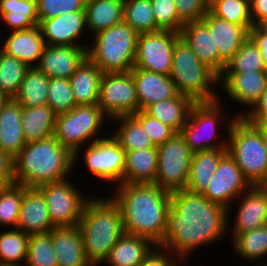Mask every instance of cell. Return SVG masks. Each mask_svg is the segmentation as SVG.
Returning <instances> with one entry per match:
<instances>
[{
	"instance_id": "cb8c5ba5",
	"label": "cell",
	"mask_w": 267,
	"mask_h": 266,
	"mask_svg": "<svg viewBox=\"0 0 267 266\" xmlns=\"http://www.w3.org/2000/svg\"><path fill=\"white\" fill-rule=\"evenodd\" d=\"M202 21L210 29L219 56L227 63L249 37V32L237 25L214 16L208 11Z\"/></svg>"
},
{
	"instance_id": "52a82bcc",
	"label": "cell",
	"mask_w": 267,
	"mask_h": 266,
	"mask_svg": "<svg viewBox=\"0 0 267 266\" xmlns=\"http://www.w3.org/2000/svg\"><path fill=\"white\" fill-rule=\"evenodd\" d=\"M138 33L124 21L92 38L87 57L103 73H126L134 67Z\"/></svg>"
},
{
	"instance_id": "91938a15",
	"label": "cell",
	"mask_w": 267,
	"mask_h": 266,
	"mask_svg": "<svg viewBox=\"0 0 267 266\" xmlns=\"http://www.w3.org/2000/svg\"><path fill=\"white\" fill-rule=\"evenodd\" d=\"M264 139H265L266 146H267V128H264Z\"/></svg>"
},
{
	"instance_id": "ee69618b",
	"label": "cell",
	"mask_w": 267,
	"mask_h": 266,
	"mask_svg": "<svg viewBox=\"0 0 267 266\" xmlns=\"http://www.w3.org/2000/svg\"><path fill=\"white\" fill-rule=\"evenodd\" d=\"M23 197V185L0 186V226L16 228Z\"/></svg>"
},
{
	"instance_id": "5bb4252c",
	"label": "cell",
	"mask_w": 267,
	"mask_h": 266,
	"mask_svg": "<svg viewBox=\"0 0 267 266\" xmlns=\"http://www.w3.org/2000/svg\"><path fill=\"white\" fill-rule=\"evenodd\" d=\"M110 135L85 147L84 162L88 171L96 178L120 185L123 184L126 151L112 133Z\"/></svg>"
},
{
	"instance_id": "7bdbcfd3",
	"label": "cell",
	"mask_w": 267,
	"mask_h": 266,
	"mask_svg": "<svg viewBox=\"0 0 267 266\" xmlns=\"http://www.w3.org/2000/svg\"><path fill=\"white\" fill-rule=\"evenodd\" d=\"M24 266H58L52 246V230L45 234L30 235Z\"/></svg>"
},
{
	"instance_id": "6da1fadb",
	"label": "cell",
	"mask_w": 267,
	"mask_h": 266,
	"mask_svg": "<svg viewBox=\"0 0 267 266\" xmlns=\"http://www.w3.org/2000/svg\"><path fill=\"white\" fill-rule=\"evenodd\" d=\"M228 213L227 208L210 202L203 194L186 189L171 192L162 247L184 261L198 247L213 244L226 236V231L231 232Z\"/></svg>"
},
{
	"instance_id": "1f68e13d",
	"label": "cell",
	"mask_w": 267,
	"mask_h": 266,
	"mask_svg": "<svg viewBox=\"0 0 267 266\" xmlns=\"http://www.w3.org/2000/svg\"><path fill=\"white\" fill-rule=\"evenodd\" d=\"M57 114L46 104L38 107H22V130L26 143L46 139L54 134Z\"/></svg>"
},
{
	"instance_id": "6125c7cd",
	"label": "cell",
	"mask_w": 267,
	"mask_h": 266,
	"mask_svg": "<svg viewBox=\"0 0 267 266\" xmlns=\"http://www.w3.org/2000/svg\"><path fill=\"white\" fill-rule=\"evenodd\" d=\"M1 32V31H0ZM1 37V36H0ZM2 39V38H0ZM1 41V40H0ZM3 51V46L0 44V52Z\"/></svg>"
},
{
	"instance_id": "4316f807",
	"label": "cell",
	"mask_w": 267,
	"mask_h": 266,
	"mask_svg": "<svg viewBox=\"0 0 267 266\" xmlns=\"http://www.w3.org/2000/svg\"><path fill=\"white\" fill-rule=\"evenodd\" d=\"M103 72L88 57L69 78L76 106L96 105Z\"/></svg>"
},
{
	"instance_id": "277c9868",
	"label": "cell",
	"mask_w": 267,
	"mask_h": 266,
	"mask_svg": "<svg viewBox=\"0 0 267 266\" xmlns=\"http://www.w3.org/2000/svg\"><path fill=\"white\" fill-rule=\"evenodd\" d=\"M77 226L85 258L91 266L106 261L111 249L125 233L119 205L110 195L107 198L89 197Z\"/></svg>"
},
{
	"instance_id": "db71d44e",
	"label": "cell",
	"mask_w": 267,
	"mask_h": 266,
	"mask_svg": "<svg viewBox=\"0 0 267 266\" xmlns=\"http://www.w3.org/2000/svg\"><path fill=\"white\" fill-rule=\"evenodd\" d=\"M250 14L253 26L267 18V0H250Z\"/></svg>"
},
{
	"instance_id": "8992f818",
	"label": "cell",
	"mask_w": 267,
	"mask_h": 266,
	"mask_svg": "<svg viewBox=\"0 0 267 266\" xmlns=\"http://www.w3.org/2000/svg\"><path fill=\"white\" fill-rule=\"evenodd\" d=\"M170 78L178 94L194 102H209L220 97L214 90V86L219 85V77L198 59L181 37L173 47Z\"/></svg>"
},
{
	"instance_id": "ab89813d",
	"label": "cell",
	"mask_w": 267,
	"mask_h": 266,
	"mask_svg": "<svg viewBox=\"0 0 267 266\" xmlns=\"http://www.w3.org/2000/svg\"><path fill=\"white\" fill-rule=\"evenodd\" d=\"M30 67L14 56L0 52V91L13 99Z\"/></svg>"
},
{
	"instance_id": "4fadbf2b",
	"label": "cell",
	"mask_w": 267,
	"mask_h": 266,
	"mask_svg": "<svg viewBox=\"0 0 267 266\" xmlns=\"http://www.w3.org/2000/svg\"><path fill=\"white\" fill-rule=\"evenodd\" d=\"M179 38L180 33L169 30L138 34L133 68L170 76L173 47Z\"/></svg>"
},
{
	"instance_id": "7dc6e473",
	"label": "cell",
	"mask_w": 267,
	"mask_h": 266,
	"mask_svg": "<svg viewBox=\"0 0 267 266\" xmlns=\"http://www.w3.org/2000/svg\"><path fill=\"white\" fill-rule=\"evenodd\" d=\"M86 0H36L38 25L67 12L84 11Z\"/></svg>"
},
{
	"instance_id": "9a60e30c",
	"label": "cell",
	"mask_w": 267,
	"mask_h": 266,
	"mask_svg": "<svg viewBox=\"0 0 267 266\" xmlns=\"http://www.w3.org/2000/svg\"><path fill=\"white\" fill-rule=\"evenodd\" d=\"M251 186L239 166L227 153L219 162L203 196L210 202L227 208L230 215L233 213L230 209L234 205L232 201H237L238 197Z\"/></svg>"
},
{
	"instance_id": "b9f144b4",
	"label": "cell",
	"mask_w": 267,
	"mask_h": 266,
	"mask_svg": "<svg viewBox=\"0 0 267 266\" xmlns=\"http://www.w3.org/2000/svg\"><path fill=\"white\" fill-rule=\"evenodd\" d=\"M209 11L220 19L243 26L248 32L253 28L250 0H219Z\"/></svg>"
},
{
	"instance_id": "8fae6325",
	"label": "cell",
	"mask_w": 267,
	"mask_h": 266,
	"mask_svg": "<svg viewBox=\"0 0 267 266\" xmlns=\"http://www.w3.org/2000/svg\"><path fill=\"white\" fill-rule=\"evenodd\" d=\"M68 179L37 187L43 194L52 224L55 227L77 226L88 201L80 189Z\"/></svg>"
},
{
	"instance_id": "9c48e42d",
	"label": "cell",
	"mask_w": 267,
	"mask_h": 266,
	"mask_svg": "<svg viewBox=\"0 0 267 266\" xmlns=\"http://www.w3.org/2000/svg\"><path fill=\"white\" fill-rule=\"evenodd\" d=\"M106 117L98 104L76 106L69 112L57 115L53 136L74 154V167L84 143L101 139L98 134L102 133L100 131Z\"/></svg>"
},
{
	"instance_id": "94428289",
	"label": "cell",
	"mask_w": 267,
	"mask_h": 266,
	"mask_svg": "<svg viewBox=\"0 0 267 266\" xmlns=\"http://www.w3.org/2000/svg\"><path fill=\"white\" fill-rule=\"evenodd\" d=\"M261 186L267 192V180Z\"/></svg>"
},
{
	"instance_id": "be15d7a7",
	"label": "cell",
	"mask_w": 267,
	"mask_h": 266,
	"mask_svg": "<svg viewBox=\"0 0 267 266\" xmlns=\"http://www.w3.org/2000/svg\"><path fill=\"white\" fill-rule=\"evenodd\" d=\"M257 266H267V264L265 262L264 265H262V263H260L259 265L257 264Z\"/></svg>"
},
{
	"instance_id": "603a6c76",
	"label": "cell",
	"mask_w": 267,
	"mask_h": 266,
	"mask_svg": "<svg viewBox=\"0 0 267 266\" xmlns=\"http://www.w3.org/2000/svg\"><path fill=\"white\" fill-rule=\"evenodd\" d=\"M2 45L6 54L14 56L31 68L37 66L46 44L39 26L36 25L29 29L9 32Z\"/></svg>"
},
{
	"instance_id": "e0dca14e",
	"label": "cell",
	"mask_w": 267,
	"mask_h": 266,
	"mask_svg": "<svg viewBox=\"0 0 267 266\" xmlns=\"http://www.w3.org/2000/svg\"><path fill=\"white\" fill-rule=\"evenodd\" d=\"M38 26L47 45L88 47L77 42L87 31L85 11L67 12L43 20Z\"/></svg>"
},
{
	"instance_id": "d4e9b609",
	"label": "cell",
	"mask_w": 267,
	"mask_h": 266,
	"mask_svg": "<svg viewBox=\"0 0 267 266\" xmlns=\"http://www.w3.org/2000/svg\"><path fill=\"white\" fill-rule=\"evenodd\" d=\"M52 246L58 266H91L85 258L78 226L54 227Z\"/></svg>"
},
{
	"instance_id": "74e56055",
	"label": "cell",
	"mask_w": 267,
	"mask_h": 266,
	"mask_svg": "<svg viewBox=\"0 0 267 266\" xmlns=\"http://www.w3.org/2000/svg\"><path fill=\"white\" fill-rule=\"evenodd\" d=\"M235 254L242 260L261 262L267 256V223L233 238ZM261 260V261H260Z\"/></svg>"
},
{
	"instance_id": "30bf717a",
	"label": "cell",
	"mask_w": 267,
	"mask_h": 266,
	"mask_svg": "<svg viewBox=\"0 0 267 266\" xmlns=\"http://www.w3.org/2000/svg\"><path fill=\"white\" fill-rule=\"evenodd\" d=\"M157 153L158 168L154 184L169 192L185 189L193 152L184 137L175 133L165 143L157 146Z\"/></svg>"
},
{
	"instance_id": "f6af8a7d",
	"label": "cell",
	"mask_w": 267,
	"mask_h": 266,
	"mask_svg": "<svg viewBox=\"0 0 267 266\" xmlns=\"http://www.w3.org/2000/svg\"><path fill=\"white\" fill-rule=\"evenodd\" d=\"M47 104L57 114L71 111L76 102L70 81L62 78H49Z\"/></svg>"
},
{
	"instance_id": "9f6ffc18",
	"label": "cell",
	"mask_w": 267,
	"mask_h": 266,
	"mask_svg": "<svg viewBox=\"0 0 267 266\" xmlns=\"http://www.w3.org/2000/svg\"><path fill=\"white\" fill-rule=\"evenodd\" d=\"M256 27L264 34L267 35V18L259 22Z\"/></svg>"
},
{
	"instance_id": "e575fe53",
	"label": "cell",
	"mask_w": 267,
	"mask_h": 266,
	"mask_svg": "<svg viewBox=\"0 0 267 266\" xmlns=\"http://www.w3.org/2000/svg\"><path fill=\"white\" fill-rule=\"evenodd\" d=\"M48 89L49 77L36 67H31L13 99L22 107L43 106L47 104Z\"/></svg>"
},
{
	"instance_id": "83f0119b",
	"label": "cell",
	"mask_w": 267,
	"mask_h": 266,
	"mask_svg": "<svg viewBox=\"0 0 267 266\" xmlns=\"http://www.w3.org/2000/svg\"><path fill=\"white\" fill-rule=\"evenodd\" d=\"M157 168V146L126 151L123 184H154Z\"/></svg>"
},
{
	"instance_id": "f1b7e54d",
	"label": "cell",
	"mask_w": 267,
	"mask_h": 266,
	"mask_svg": "<svg viewBox=\"0 0 267 266\" xmlns=\"http://www.w3.org/2000/svg\"><path fill=\"white\" fill-rule=\"evenodd\" d=\"M226 154L227 148L208 149L193 153L188 184L185 189L196 194H203L219 162Z\"/></svg>"
},
{
	"instance_id": "f5cc1de1",
	"label": "cell",
	"mask_w": 267,
	"mask_h": 266,
	"mask_svg": "<svg viewBox=\"0 0 267 266\" xmlns=\"http://www.w3.org/2000/svg\"><path fill=\"white\" fill-rule=\"evenodd\" d=\"M15 183L13 158L0 150V186Z\"/></svg>"
},
{
	"instance_id": "8d00e7d4",
	"label": "cell",
	"mask_w": 267,
	"mask_h": 266,
	"mask_svg": "<svg viewBox=\"0 0 267 266\" xmlns=\"http://www.w3.org/2000/svg\"><path fill=\"white\" fill-rule=\"evenodd\" d=\"M29 238L17 228L0 232V266H24Z\"/></svg>"
},
{
	"instance_id": "d590c367",
	"label": "cell",
	"mask_w": 267,
	"mask_h": 266,
	"mask_svg": "<svg viewBox=\"0 0 267 266\" xmlns=\"http://www.w3.org/2000/svg\"><path fill=\"white\" fill-rule=\"evenodd\" d=\"M111 121L119 124L113 137L125 151L156 147L133 115L120 116Z\"/></svg>"
},
{
	"instance_id": "60d3db41",
	"label": "cell",
	"mask_w": 267,
	"mask_h": 266,
	"mask_svg": "<svg viewBox=\"0 0 267 266\" xmlns=\"http://www.w3.org/2000/svg\"><path fill=\"white\" fill-rule=\"evenodd\" d=\"M267 71L261 51L249 36L236 54L226 63L223 72H258Z\"/></svg>"
},
{
	"instance_id": "bcb514c9",
	"label": "cell",
	"mask_w": 267,
	"mask_h": 266,
	"mask_svg": "<svg viewBox=\"0 0 267 266\" xmlns=\"http://www.w3.org/2000/svg\"><path fill=\"white\" fill-rule=\"evenodd\" d=\"M156 25L161 30H169L180 33L185 24L176 11L173 0H150Z\"/></svg>"
},
{
	"instance_id": "484cf974",
	"label": "cell",
	"mask_w": 267,
	"mask_h": 266,
	"mask_svg": "<svg viewBox=\"0 0 267 266\" xmlns=\"http://www.w3.org/2000/svg\"><path fill=\"white\" fill-rule=\"evenodd\" d=\"M25 145L21 105L9 99L0 111V150L14 158Z\"/></svg>"
},
{
	"instance_id": "ac0fdd59",
	"label": "cell",
	"mask_w": 267,
	"mask_h": 266,
	"mask_svg": "<svg viewBox=\"0 0 267 266\" xmlns=\"http://www.w3.org/2000/svg\"><path fill=\"white\" fill-rule=\"evenodd\" d=\"M87 48L46 44L36 68L49 78L69 80L87 58Z\"/></svg>"
},
{
	"instance_id": "f546056e",
	"label": "cell",
	"mask_w": 267,
	"mask_h": 266,
	"mask_svg": "<svg viewBox=\"0 0 267 266\" xmlns=\"http://www.w3.org/2000/svg\"><path fill=\"white\" fill-rule=\"evenodd\" d=\"M155 246L147 238L124 233L105 262L108 266H139Z\"/></svg>"
},
{
	"instance_id": "7a4b0ae2",
	"label": "cell",
	"mask_w": 267,
	"mask_h": 266,
	"mask_svg": "<svg viewBox=\"0 0 267 266\" xmlns=\"http://www.w3.org/2000/svg\"><path fill=\"white\" fill-rule=\"evenodd\" d=\"M110 196L119 205L125 233L163 246L170 211L171 192L156 184L114 185Z\"/></svg>"
},
{
	"instance_id": "d6a6232c",
	"label": "cell",
	"mask_w": 267,
	"mask_h": 266,
	"mask_svg": "<svg viewBox=\"0 0 267 266\" xmlns=\"http://www.w3.org/2000/svg\"><path fill=\"white\" fill-rule=\"evenodd\" d=\"M194 103L190 97L177 94L174 98L148 105L144 111L180 133Z\"/></svg>"
},
{
	"instance_id": "f907efd6",
	"label": "cell",
	"mask_w": 267,
	"mask_h": 266,
	"mask_svg": "<svg viewBox=\"0 0 267 266\" xmlns=\"http://www.w3.org/2000/svg\"><path fill=\"white\" fill-rule=\"evenodd\" d=\"M245 112L236 113V116L243 117L248 123L256 127L267 128V88L252 109Z\"/></svg>"
},
{
	"instance_id": "11a10c76",
	"label": "cell",
	"mask_w": 267,
	"mask_h": 266,
	"mask_svg": "<svg viewBox=\"0 0 267 266\" xmlns=\"http://www.w3.org/2000/svg\"><path fill=\"white\" fill-rule=\"evenodd\" d=\"M249 36L259 47L264 66L267 69V35H264L256 26H253L249 31Z\"/></svg>"
},
{
	"instance_id": "ba28073f",
	"label": "cell",
	"mask_w": 267,
	"mask_h": 266,
	"mask_svg": "<svg viewBox=\"0 0 267 266\" xmlns=\"http://www.w3.org/2000/svg\"><path fill=\"white\" fill-rule=\"evenodd\" d=\"M220 102H222L220 98L209 102H195L191 107L187 121L180 134L184 137L193 153L208 149L227 148L228 141L226 139L222 138V141H219L220 136L217 129L220 128L218 125L225 122L223 127H226L225 130L228 135L230 127L237 116H230L229 118L224 116L225 110H223Z\"/></svg>"
},
{
	"instance_id": "f35d334b",
	"label": "cell",
	"mask_w": 267,
	"mask_h": 266,
	"mask_svg": "<svg viewBox=\"0 0 267 266\" xmlns=\"http://www.w3.org/2000/svg\"><path fill=\"white\" fill-rule=\"evenodd\" d=\"M123 21L138 34L157 32L150 0H130L123 2Z\"/></svg>"
},
{
	"instance_id": "836d02e7",
	"label": "cell",
	"mask_w": 267,
	"mask_h": 266,
	"mask_svg": "<svg viewBox=\"0 0 267 266\" xmlns=\"http://www.w3.org/2000/svg\"><path fill=\"white\" fill-rule=\"evenodd\" d=\"M13 31L38 25L36 0H0V21Z\"/></svg>"
},
{
	"instance_id": "7c38bea8",
	"label": "cell",
	"mask_w": 267,
	"mask_h": 266,
	"mask_svg": "<svg viewBox=\"0 0 267 266\" xmlns=\"http://www.w3.org/2000/svg\"><path fill=\"white\" fill-rule=\"evenodd\" d=\"M98 106L108 120L129 116L139 111L132 73H104L100 82Z\"/></svg>"
},
{
	"instance_id": "680465c9",
	"label": "cell",
	"mask_w": 267,
	"mask_h": 266,
	"mask_svg": "<svg viewBox=\"0 0 267 266\" xmlns=\"http://www.w3.org/2000/svg\"><path fill=\"white\" fill-rule=\"evenodd\" d=\"M206 1L210 8L216 1H219V0H206Z\"/></svg>"
},
{
	"instance_id": "d6986e66",
	"label": "cell",
	"mask_w": 267,
	"mask_h": 266,
	"mask_svg": "<svg viewBox=\"0 0 267 266\" xmlns=\"http://www.w3.org/2000/svg\"><path fill=\"white\" fill-rule=\"evenodd\" d=\"M180 37L218 77L222 74L226 62L219 56L210 29L202 20L185 23L180 30Z\"/></svg>"
},
{
	"instance_id": "816d5d0a",
	"label": "cell",
	"mask_w": 267,
	"mask_h": 266,
	"mask_svg": "<svg viewBox=\"0 0 267 266\" xmlns=\"http://www.w3.org/2000/svg\"><path fill=\"white\" fill-rule=\"evenodd\" d=\"M178 261L180 260L164 247L155 246L139 266H180Z\"/></svg>"
},
{
	"instance_id": "7402d4cb",
	"label": "cell",
	"mask_w": 267,
	"mask_h": 266,
	"mask_svg": "<svg viewBox=\"0 0 267 266\" xmlns=\"http://www.w3.org/2000/svg\"><path fill=\"white\" fill-rule=\"evenodd\" d=\"M131 73L136 87L139 110H144L152 103L174 98L178 94L174 82L168 75L139 68H132Z\"/></svg>"
},
{
	"instance_id": "681fc988",
	"label": "cell",
	"mask_w": 267,
	"mask_h": 266,
	"mask_svg": "<svg viewBox=\"0 0 267 266\" xmlns=\"http://www.w3.org/2000/svg\"><path fill=\"white\" fill-rule=\"evenodd\" d=\"M178 17L184 22L200 21L209 11L206 0H173Z\"/></svg>"
},
{
	"instance_id": "4dcf8cb0",
	"label": "cell",
	"mask_w": 267,
	"mask_h": 266,
	"mask_svg": "<svg viewBox=\"0 0 267 266\" xmlns=\"http://www.w3.org/2000/svg\"><path fill=\"white\" fill-rule=\"evenodd\" d=\"M123 0H86L85 18L90 36L123 22Z\"/></svg>"
},
{
	"instance_id": "c3c4849f",
	"label": "cell",
	"mask_w": 267,
	"mask_h": 266,
	"mask_svg": "<svg viewBox=\"0 0 267 266\" xmlns=\"http://www.w3.org/2000/svg\"><path fill=\"white\" fill-rule=\"evenodd\" d=\"M133 116L140 122L142 129L152 140L155 146H159L170 139L176 132L160 120L148 115L144 110H139Z\"/></svg>"
},
{
	"instance_id": "ffe728a7",
	"label": "cell",
	"mask_w": 267,
	"mask_h": 266,
	"mask_svg": "<svg viewBox=\"0 0 267 266\" xmlns=\"http://www.w3.org/2000/svg\"><path fill=\"white\" fill-rule=\"evenodd\" d=\"M238 198L241 201L232 226V238L267 223V192L261 185L251 186Z\"/></svg>"
},
{
	"instance_id": "3957f363",
	"label": "cell",
	"mask_w": 267,
	"mask_h": 266,
	"mask_svg": "<svg viewBox=\"0 0 267 266\" xmlns=\"http://www.w3.org/2000/svg\"><path fill=\"white\" fill-rule=\"evenodd\" d=\"M13 163L15 183L37 188L68 179L74 169V154L51 136L26 143Z\"/></svg>"
},
{
	"instance_id": "6f0895ef",
	"label": "cell",
	"mask_w": 267,
	"mask_h": 266,
	"mask_svg": "<svg viewBox=\"0 0 267 266\" xmlns=\"http://www.w3.org/2000/svg\"><path fill=\"white\" fill-rule=\"evenodd\" d=\"M9 100L1 91H0V111L3 105Z\"/></svg>"
},
{
	"instance_id": "44dd1931",
	"label": "cell",
	"mask_w": 267,
	"mask_h": 266,
	"mask_svg": "<svg viewBox=\"0 0 267 266\" xmlns=\"http://www.w3.org/2000/svg\"><path fill=\"white\" fill-rule=\"evenodd\" d=\"M52 224L43 194L37 188L23 186L17 229L29 235L49 233Z\"/></svg>"
},
{
	"instance_id": "5b68a950",
	"label": "cell",
	"mask_w": 267,
	"mask_h": 266,
	"mask_svg": "<svg viewBox=\"0 0 267 266\" xmlns=\"http://www.w3.org/2000/svg\"><path fill=\"white\" fill-rule=\"evenodd\" d=\"M227 153L239 166L248 182L262 185L267 180V146L264 128L237 117L228 133Z\"/></svg>"
},
{
	"instance_id": "2e32d148",
	"label": "cell",
	"mask_w": 267,
	"mask_h": 266,
	"mask_svg": "<svg viewBox=\"0 0 267 266\" xmlns=\"http://www.w3.org/2000/svg\"><path fill=\"white\" fill-rule=\"evenodd\" d=\"M219 84L226 96L240 105H246L250 111L267 88V71L222 72Z\"/></svg>"
}]
</instances>
